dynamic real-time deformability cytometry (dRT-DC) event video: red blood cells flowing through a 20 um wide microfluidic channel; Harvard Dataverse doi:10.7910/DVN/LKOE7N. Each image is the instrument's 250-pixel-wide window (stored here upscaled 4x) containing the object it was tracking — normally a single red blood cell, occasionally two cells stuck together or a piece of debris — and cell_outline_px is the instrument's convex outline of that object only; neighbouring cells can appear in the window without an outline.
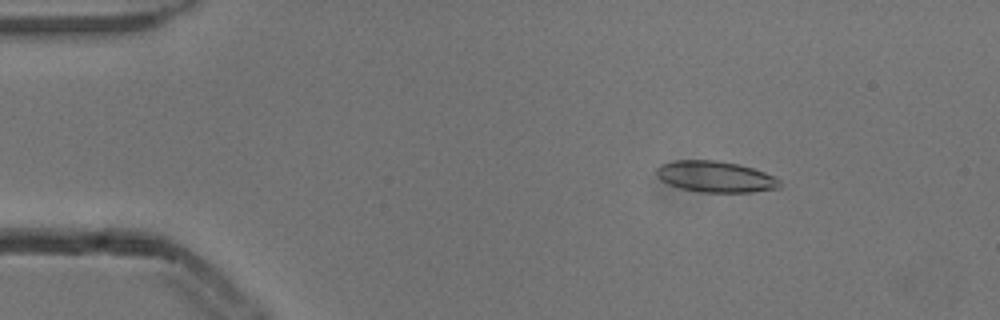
{"species": "common noctule bat (a hibernating species)", "species_latin": "Nyctalus noctula", "temperature_condition": "cold", "stored_images_in_passage": 4, "camera_frame_rate_fps": 3000, "um_per_image_px": 0.085, "animal": {"sex": "male", "body_mass_g": 13.3}, "frame": {"image": 1, "passage_image": 2, "time_ms": 0.333, "image_size_px": [1000, 320], "cell_outline_px": [[780, 188], [752, 192], [700, 192], [680, 188], [660, 180], [656, 176], [656, 168], [660, 164], [676, 160], [716, 160], [740, 164], [764, 172], [780, 180]], "centroid_in_image_um": [60.79, 15.01], "position_along_channel_um": 24.2, "area_um2": 22.43}}